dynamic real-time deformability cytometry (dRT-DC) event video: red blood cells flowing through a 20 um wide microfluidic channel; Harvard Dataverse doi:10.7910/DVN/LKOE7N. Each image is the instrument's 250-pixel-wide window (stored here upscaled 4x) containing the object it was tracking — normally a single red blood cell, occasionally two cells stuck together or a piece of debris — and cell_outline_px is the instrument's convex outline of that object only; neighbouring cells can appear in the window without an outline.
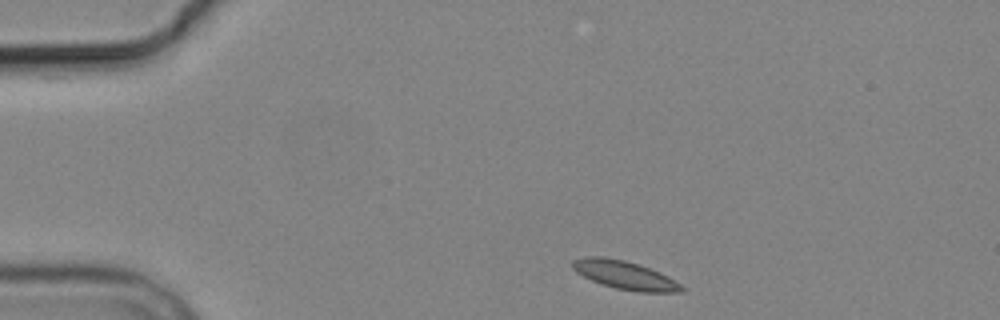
{"species": "common noctule bat (a hibernating species)", "species_latin": "Nyctalus noctula", "temperature_condition": "cold", "stored_images_in_passage": 9, "camera_frame_rate_fps": 3000, "um_per_image_px": 0.085, "animal": {"sex": "male", "body_mass_g": 19.2, "forearm_length_mm": 51.8}, "frame": {"image": 1, "passage_image": 1, "time_ms": 0.0, "image_size_px": [1000, 320], "cell_outline_px": [[688, 288], [684, 292], [640, 292], [616, 288], [592, 280], [576, 272], [572, 268], [572, 260], [584, 256], [604, 256], [624, 260], [660, 272], [668, 276]], "centroid_in_image_um": [53.14, 23.38], "position_along_channel_um": 31.9, "area_um2": 18.03}}
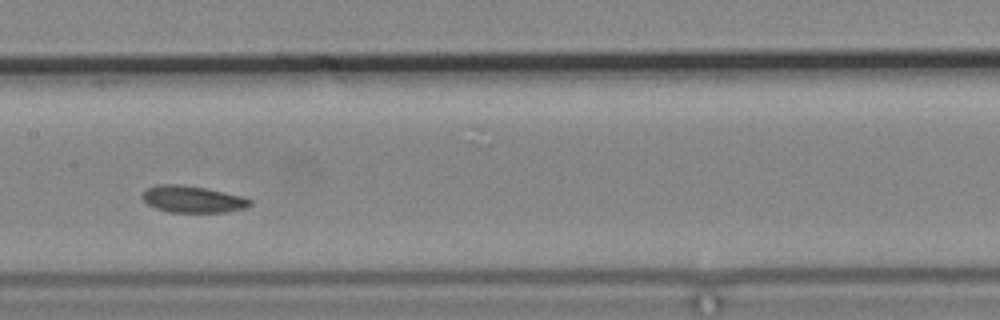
{"frame": {"image": 2, "passage_image": 6, "time_ms": 6.0, "image_size_px": [1000, 320], "cell_outline_px": [[252, 204], [244, 208], [228, 212], [168, 212], [156, 208], [148, 204], [140, 196], [148, 188], [156, 184], [184, 184], [244, 196], [252, 200]], "centroid_in_image_um": [16.38, 16.93], "position_along_channel_um": 191.0, "area_um2": 16.88}}
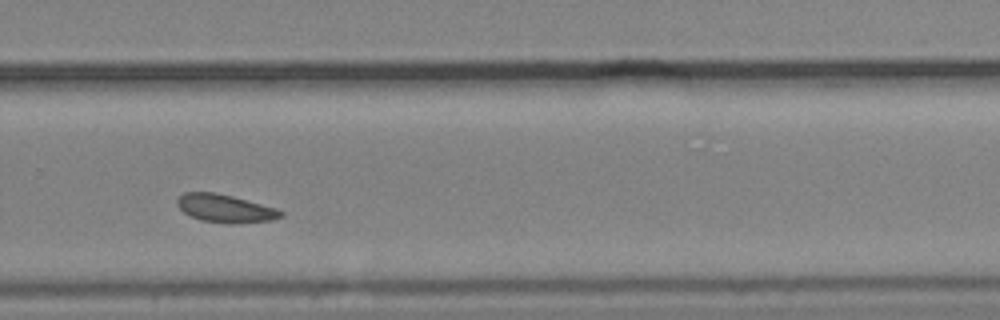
{"frame": {"image": 3, "passage_image": 9, "time_ms": 9.333, "image_size_px": [1000, 320], "cell_outline_px": [[284, 216], [272, 220], [232, 224], [228, 224], [200, 220], [184, 212], [176, 204], [176, 200], [184, 192], [216, 192], [232, 196], [276, 208], [284, 212]], "centroid_in_image_um": [19.15, 17.72], "position_along_channel_um": 310.7, "area_um2": 16.94}}